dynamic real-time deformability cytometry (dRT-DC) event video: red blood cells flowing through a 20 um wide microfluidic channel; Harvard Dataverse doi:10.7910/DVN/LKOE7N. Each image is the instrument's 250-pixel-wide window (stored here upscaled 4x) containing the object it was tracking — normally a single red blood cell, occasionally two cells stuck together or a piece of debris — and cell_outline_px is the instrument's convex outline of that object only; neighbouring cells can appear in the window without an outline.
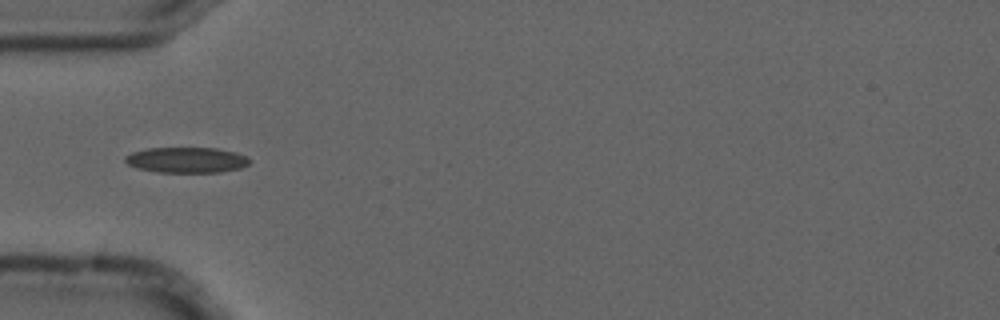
{"species": "common noctule bat (a hibernating species)", "species_latin": "Nyctalus noctula", "temperature_condition": "cold", "stored_images_in_passage": 6, "camera_frame_rate_fps": 3000, "um_per_image_px": 0.085, "animal": {"sex": "male", "forearm_length_mm": 52.5}, "frame": {"image": 1, "passage_image": 1, "time_ms": 0.0, "image_size_px": [1000, 320], "cell_outline_px": [[252, 160], [248, 164], [240, 168], [220, 172], [160, 172], [136, 168], [128, 164], [124, 160], [124, 156], [132, 152], [148, 148], [216, 148], [236, 152], [248, 156]], "centroid_in_image_um": [15.87, 13.59], "position_along_channel_um": 69.1, "area_um2": 18.61}}
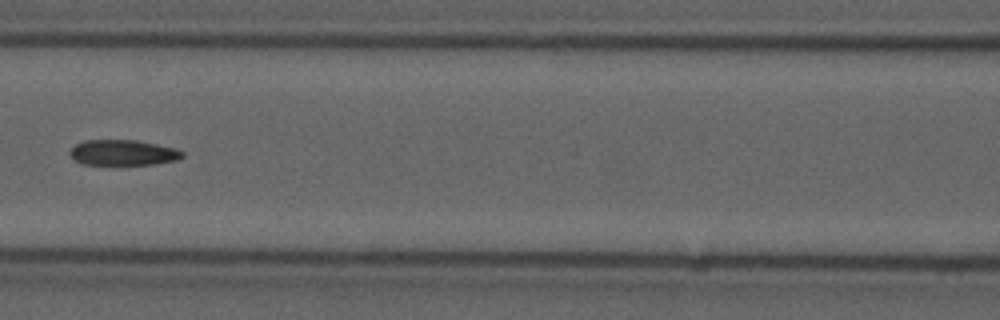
{"frame": {"image": 2, "passage_image": 3, "time_ms": 0.667, "image_size_px": [1000, 320], "cell_outline_px": [[184, 156], [176, 160], [156, 164], [116, 168], [84, 164], [76, 160], [68, 152], [76, 144], [84, 140], [136, 140], [176, 148], [184, 152]], "centroid_in_image_um": [10.46, 13.03], "position_along_channel_um": 156.1, "area_um2": 17.63}}
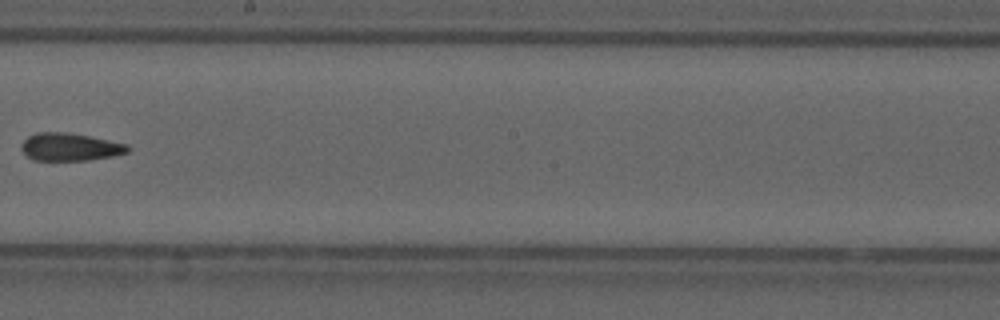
{"frame": {"image": 3, "passage_image": 5, "time_ms": 1.333, "image_size_px": [1000, 320], "cell_outline_px": [[128, 152], [112, 156], [88, 160], [32, 160], [20, 148], [20, 144], [28, 136], [36, 132], [64, 132], [88, 136], [128, 144]], "centroid_in_image_um": [5.91, 12.49], "position_along_channel_um": 242.3, "area_um2": 17.05}}